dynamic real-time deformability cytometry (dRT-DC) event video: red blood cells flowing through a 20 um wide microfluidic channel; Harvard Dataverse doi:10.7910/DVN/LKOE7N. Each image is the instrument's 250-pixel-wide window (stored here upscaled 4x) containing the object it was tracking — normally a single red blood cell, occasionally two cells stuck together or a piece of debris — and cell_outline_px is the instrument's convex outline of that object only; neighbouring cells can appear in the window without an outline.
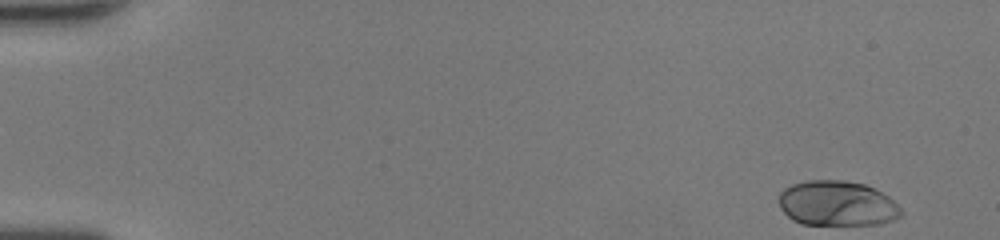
{"species": "human", "species_latin": "Homo sapiens", "temperature_condition": "room temperature", "stored_images_in_passage": 47, "camera_frame_rate_fps": 3000, "um_per_image_px": 0.085, "donor": {"sex": "female"}, "frame": {"image": 1, "passage_image": 1, "time_ms": 0.0, "image_size_px": [1000, 240], "cell_outline_px": [[904, 216], [880, 224], [800, 224], [792, 220], [780, 208], [776, 200], [780, 192], [784, 188], [792, 184], [808, 180], [844, 180], [864, 184], [888, 196], [904, 212]], "centroid_in_image_um": [71.12, 17.29], "position_along_channel_um": 13.9, "area_um2": 32.31}}
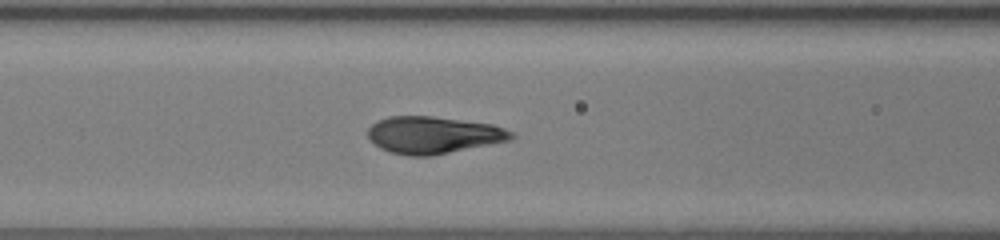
{"frame": {"image": 2, "passage_image": 20, "time_ms": 6.333, "image_size_px": [1000, 240], "cell_outline_px": [[516, 136], [512, 140], [432, 156], [408, 156], [388, 152], [380, 148], [368, 136], [368, 128], [372, 124], [388, 116], [432, 116], [492, 124], [504, 128], [512, 132]], "centroid_in_image_um": [36.86, 11.48], "position_along_channel_um": 129.7, "area_um2": 31.1}}
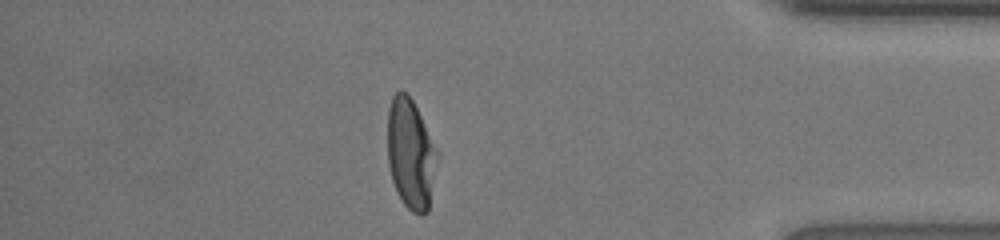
{"frame": {"image": 3, "passage_image": 41, "time_ms": 13.333, "image_size_px": [1000, 240], "cell_outline_px": [[440, 156], [428, 212], [420, 216], [412, 212], [404, 204], [396, 192], [392, 180], [388, 164], [388, 108], [392, 96], [400, 88], [408, 92], [440, 152]], "centroid_in_image_um": [34.94, 13.08], "position_along_channel_um": 400.3, "area_um2": 32.83}, "authors_computed_cell_mechanics": {"area_um2": 31.79, "velocity_mm_per_s": 4.304, "shape_relaxation_time_tau1_ms": 3.19, "shape_relaxation_time_tau2_ms": null, "deformation_change_tau1": 0.2046, "deformation_change_tau2": null}}